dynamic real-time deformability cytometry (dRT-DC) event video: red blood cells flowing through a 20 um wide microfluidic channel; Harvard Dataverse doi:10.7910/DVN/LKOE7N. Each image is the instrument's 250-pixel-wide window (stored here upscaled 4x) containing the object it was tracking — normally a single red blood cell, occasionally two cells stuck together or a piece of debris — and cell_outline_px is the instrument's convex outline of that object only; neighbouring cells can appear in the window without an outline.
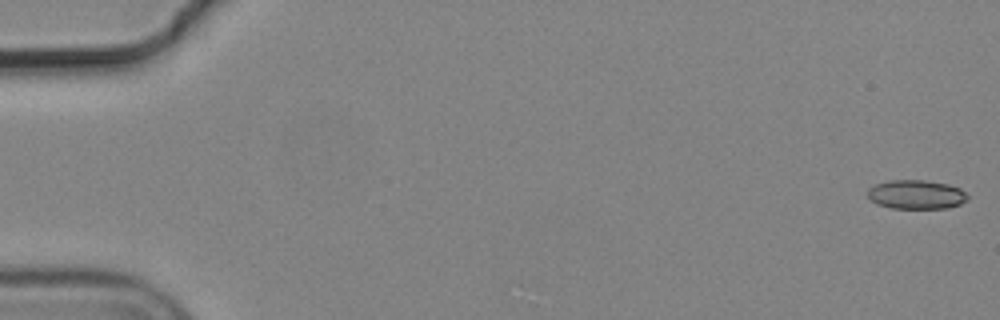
{"species": "common noctule bat (a hibernating species)", "species_latin": "Nyctalus noctula", "temperature_condition": "cold", "stored_images_in_passage": 56, "camera_frame_rate_fps": 3000, "um_per_image_px": 0.085, "animal": {"sex": "male", "body_mass_g": 19.2, "forearm_length_mm": 51.8}, "frame": {"image": 1, "passage_image": 1, "time_ms": 0.0, "image_size_px": [1000, 320], "cell_outline_px": [[968, 200], [960, 204], [948, 208], [892, 208], [876, 204], [868, 196], [868, 188], [876, 184], [888, 180], [924, 180], [948, 184], [960, 188], [968, 196]], "centroid_in_image_um": [77.89, 16.53], "position_along_channel_um": 7.1, "area_um2": 16.94}}
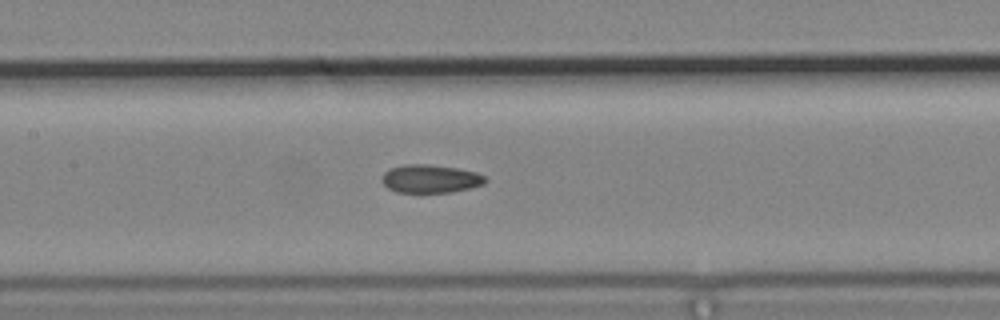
{"frame": {"image": 2, "passage_image": 27, "time_ms": 8.667, "image_size_px": [1000, 320], "cell_outline_px": [[484, 184], [452, 192], [396, 192], [388, 188], [380, 180], [384, 172], [392, 168], [404, 164], [428, 164], [456, 168], [476, 172], [484, 176]], "centroid_in_image_um": [36.54, 15.19], "position_along_channel_um": 170.9, "area_um2": 16.82}}
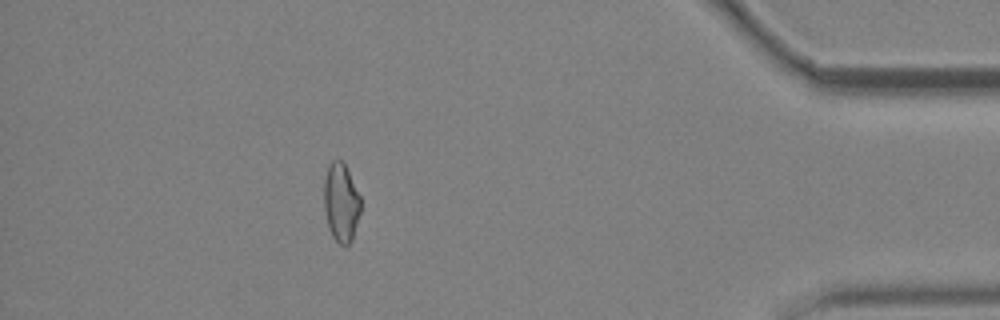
{"frame": {"image": 3, "passage_image": 50, "time_ms": 16.333, "image_size_px": [1000, 320], "cell_outline_px": [[360, 212], [352, 240], [344, 248], [332, 236], [328, 228], [324, 208], [324, 180], [328, 164], [332, 160], [344, 160], [360, 196]], "centroid_in_image_um": [28.98, 17.19], "position_along_channel_um": 406.2, "area_um2": 17.05}, "authors_computed_cell_mechanics": {"area_um2": 17.3111, "velocity_mm_per_s": 3.6941, "shape_relaxation_time_tau1_ms": null, "shape_relaxation_time_tau2_ms": 5.9181, "deformation_change_tau1": null, "deformation_change_tau2": 0.107}}